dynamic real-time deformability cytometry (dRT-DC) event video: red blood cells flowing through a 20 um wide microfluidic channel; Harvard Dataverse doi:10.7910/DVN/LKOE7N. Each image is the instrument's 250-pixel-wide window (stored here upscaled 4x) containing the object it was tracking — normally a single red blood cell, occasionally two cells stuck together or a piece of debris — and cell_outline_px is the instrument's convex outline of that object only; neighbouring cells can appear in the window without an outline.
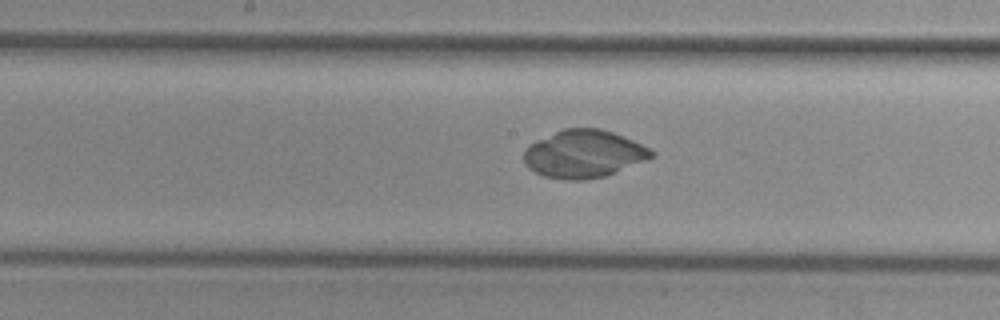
{"species": "common noctule bat (a hibernating species)", "species_latin": "Nyctalus noctula", "temperature_condition": "cold", "stored_images_in_passage": 39, "camera_frame_rate_fps": 3000, "um_per_image_px": 0.085, "animal": {"sex": "female", "body_mass_g": 29.2, "forearm_length_mm": 56.3}, "frame": {"image": 1, "passage_image": 13, "time_ms": 4.0, "image_size_px": [1000, 320], "cell_outline_px": [[656, 156], [616, 172], [604, 176], [584, 180], [568, 180], [544, 176], [528, 168], [524, 160], [524, 152], [528, 144], [536, 140], [564, 128], [600, 128], [624, 136], [656, 152]], "centroid_in_image_um": [49.62, 13.08], "position_along_channel_um": 198.6, "area_um2": 35.43}}
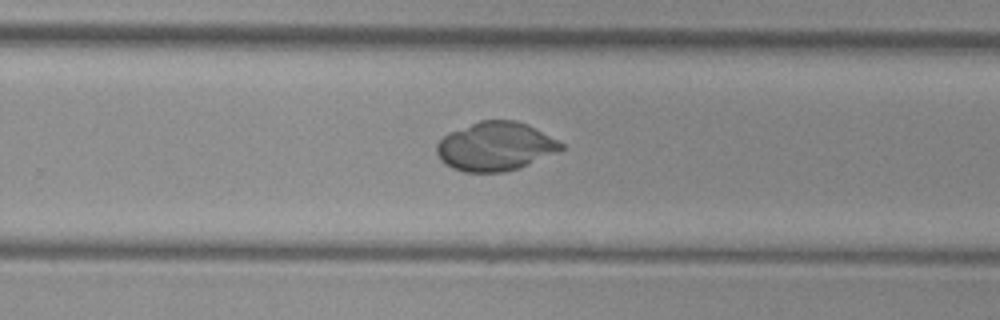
{"frame": {"image": 2, "passage_image": 20, "time_ms": 6.333, "image_size_px": [1000, 320], "cell_outline_px": [[564, 148], [556, 152], [520, 168], [504, 172], [464, 172], [452, 168], [444, 164], [440, 160], [436, 152], [436, 144], [448, 132], [480, 120], [516, 120], [528, 124], [564, 144]], "centroid_in_image_um": [42.07, 12.45], "position_along_channel_um": 287.7, "area_um2": 35.43}}
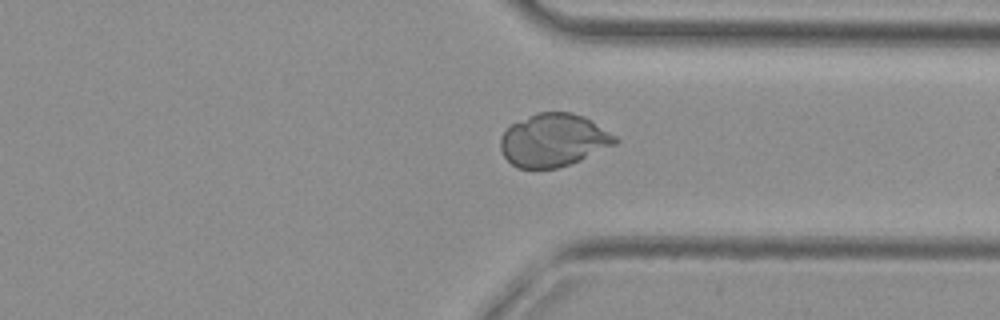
{"frame": {"image": 3, "passage_image": 26, "time_ms": 8.333, "image_size_px": [1000, 320], "cell_outline_px": [[620, 140], [616, 144], [580, 160], [556, 168], [516, 168], [504, 156], [500, 148], [500, 136], [512, 124], [536, 112], [568, 112], [584, 116], [616, 136]], "centroid_in_image_um": [47.04, 11.91], "position_along_channel_um": 364.4, "area_um2": 35.14}}